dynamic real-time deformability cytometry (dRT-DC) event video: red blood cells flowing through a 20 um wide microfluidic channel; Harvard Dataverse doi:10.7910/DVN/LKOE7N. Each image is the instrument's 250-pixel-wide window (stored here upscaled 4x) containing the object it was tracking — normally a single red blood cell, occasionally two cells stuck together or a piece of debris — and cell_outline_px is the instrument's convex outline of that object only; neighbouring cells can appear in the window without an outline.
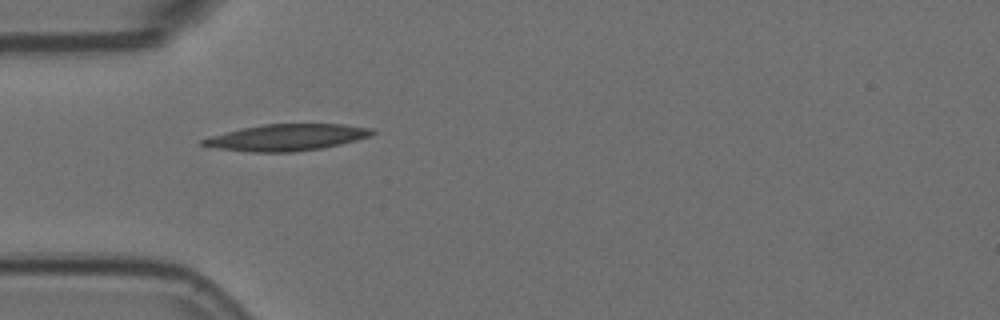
{"species": "Egyptian fruit bat (a non-hibernating species)", "species_latin": "Rousettus aegyptiacus", "temperature_condition": "room temperature", "stored_images_in_passage": 5, "camera_frame_rate_fps": 3000, "um_per_image_px": 0.085, "animal": {"sex": "female"}, "frame": {"image": 1, "passage_image": 1, "time_ms": 0.0, "image_size_px": [1000, 320], "cell_outline_px": [[376, 132], [368, 136], [356, 140], [340, 144], [320, 148], [292, 152], [252, 152], [220, 148], [200, 144], [200, 140], [212, 136], [240, 128], [264, 124], [344, 124], [372, 128]], "centroid_in_image_um": [24.39, 11.67], "position_along_channel_um": 60.6, "area_um2": 25.84}}